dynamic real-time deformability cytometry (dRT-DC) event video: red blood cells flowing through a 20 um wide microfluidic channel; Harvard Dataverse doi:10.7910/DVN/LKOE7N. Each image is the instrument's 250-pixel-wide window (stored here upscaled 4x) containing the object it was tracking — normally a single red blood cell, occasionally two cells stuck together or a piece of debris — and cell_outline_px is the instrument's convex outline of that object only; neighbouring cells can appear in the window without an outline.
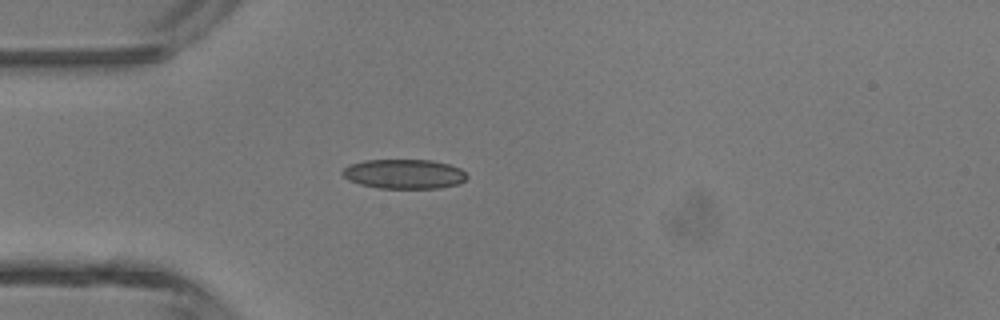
{"species": "common noctule bat (a hibernating species)", "species_latin": "Nyctalus noctula", "temperature_condition": "room temperature", "stored_images_in_passage": 3, "camera_frame_rate_fps": 3000, "um_per_image_px": 0.085, "animal": {"sex": "male", "body_mass_g": 13.3}, "frame": {"image": 1, "passage_image": 3, "time_ms": 0.667, "image_size_px": [1000, 320], "cell_outline_px": [[468, 176], [460, 184], [440, 188], [380, 188], [360, 184], [348, 180], [340, 172], [348, 164], [364, 160], [432, 160], [448, 164], [460, 168]], "centroid_in_image_um": [34.34, 14.78], "position_along_channel_um": 50.7, "area_um2": 21.5}}